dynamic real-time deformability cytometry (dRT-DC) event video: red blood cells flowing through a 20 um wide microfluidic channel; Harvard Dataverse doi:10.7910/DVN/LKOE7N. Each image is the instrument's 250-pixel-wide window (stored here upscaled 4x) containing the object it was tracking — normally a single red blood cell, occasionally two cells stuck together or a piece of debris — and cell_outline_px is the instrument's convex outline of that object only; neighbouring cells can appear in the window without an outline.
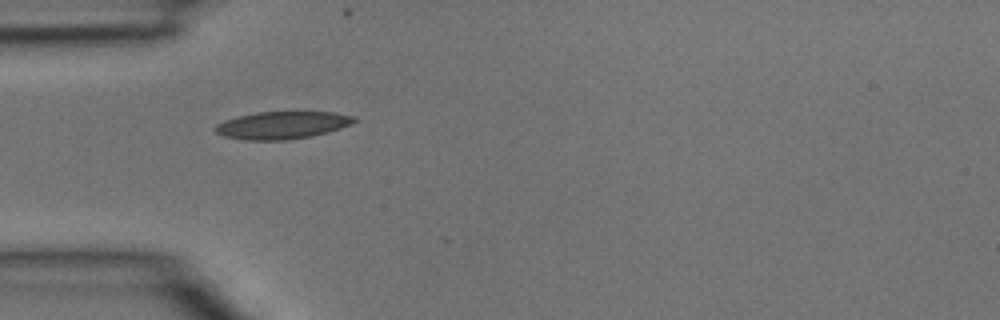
{"species": "common noctule bat (a hibernating species)", "species_latin": "Nyctalus noctula", "temperature_condition": "room temperature", "stored_images_in_passage": 2, "camera_frame_rate_fps": 3000, "um_per_image_px": 0.085, "animal": {"sex": "male", "body_mass_g": 15.6}, "frame": {"image": 1, "passage_image": 1, "time_ms": 0.0, "image_size_px": [1000, 320], "cell_outline_px": [[356, 120], [352, 124], [328, 132], [312, 136], [284, 140], [248, 140], [224, 136], [216, 132], [216, 124], [224, 120], [236, 116], [256, 112], [332, 112], [356, 116]], "centroid_in_image_um": [24.0, 10.63], "position_along_channel_um": 61.0, "area_um2": 22.2}}